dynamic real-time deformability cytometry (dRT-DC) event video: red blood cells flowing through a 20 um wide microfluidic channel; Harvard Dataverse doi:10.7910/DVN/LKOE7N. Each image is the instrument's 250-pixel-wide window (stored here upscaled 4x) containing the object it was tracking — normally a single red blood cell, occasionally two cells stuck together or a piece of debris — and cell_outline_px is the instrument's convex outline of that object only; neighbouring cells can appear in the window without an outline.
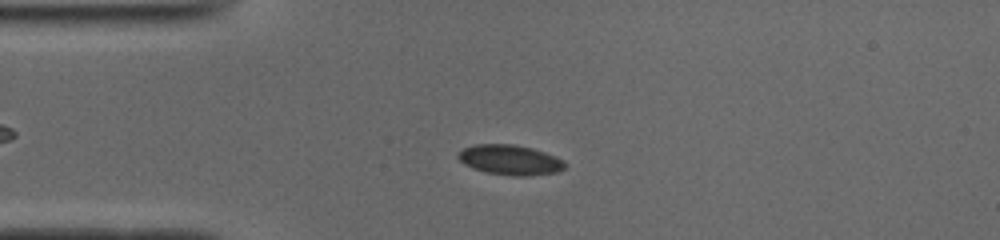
{"species": "common noctule bat (a hibernating species)", "species_latin": "Nyctalus noctula", "temperature_condition": "cold", "stored_images_in_passage": 52, "camera_frame_rate_fps": 3000, "um_per_image_px": 0.085, "animal": {"sex": "male", "body_mass_g": 19.0, "forearm_length_mm": 50.8}, "frame": {"image": 1, "passage_image": 12, "time_ms": 3.667, "image_size_px": [1000, 240], "cell_outline_px": [[568, 164], [564, 168], [556, 172], [528, 176], [512, 176], [484, 172], [472, 168], [464, 164], [456, 156], [464, 148], [476, 144], [512, 144], [532, 148], [544, 152], [564, 160]], "centroid_in_image_um": [43.36, 13.6], "position_along_channel_um": 41.6, "area_um2": 18.73}}
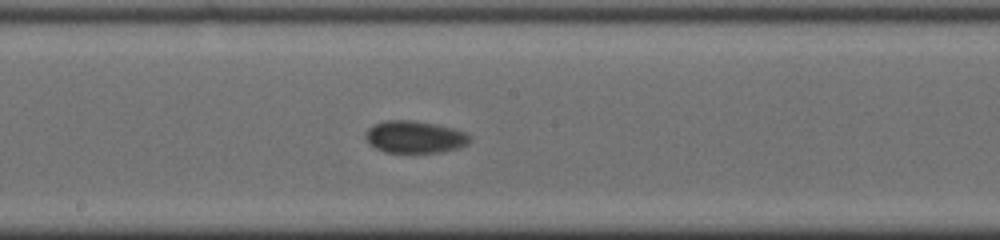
{"frame": {"image": 2, "passage_image": 27, "time_ms": 8.667, "image_size_px": [1000, 240], "cell_outline_px": [[472, 140], [468, 144], [444, 152], [384, 152], [368, 144], [364, 136], [364, 132], [372, 124], [384, 120], [412, 120], [436, 124], [452, 128], [464, 132], [472, 136]], "centroid_in_image_um": [35.22, 11.63], "position_along_channel_um": 213.0, "area_um2": 19.83}}
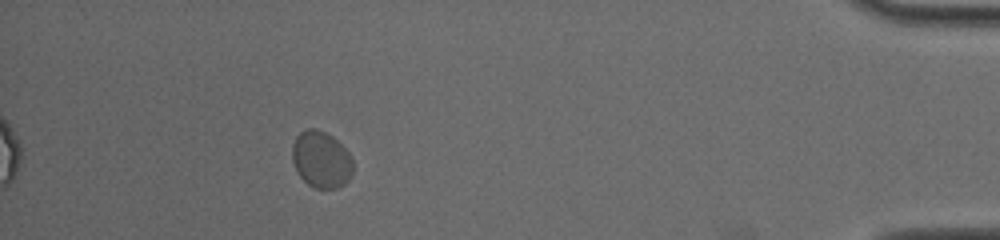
{"frame": {"image": 3, "passage_image": 47, "time_ms": 15.333, "image_size_px": [1000, 240], "cell_outline_px": [[352, 176], [344, 184], [336, 188], [312, 188], [300, 176], [292, 160], [292, 144], [296, 136], [304, 128], [316, 128], [332, 136], [348, 152], [352, 160]], "centroid_in_image_um": [27.29, 13.55], "position_along_channel_um": 407.9, "area_um2": 20.06}, "authors_computed_cell_mechanics": {"area_um2": 19.0162, "velocity_mm_per_s": 3.8005, "shape_relaxation_time_tau1_ms": 2.0348, "shape_relaxation_time_tau2_ms": null, "deformation_change_tau1": 0.0366, "deformation_change_tau2": null}}